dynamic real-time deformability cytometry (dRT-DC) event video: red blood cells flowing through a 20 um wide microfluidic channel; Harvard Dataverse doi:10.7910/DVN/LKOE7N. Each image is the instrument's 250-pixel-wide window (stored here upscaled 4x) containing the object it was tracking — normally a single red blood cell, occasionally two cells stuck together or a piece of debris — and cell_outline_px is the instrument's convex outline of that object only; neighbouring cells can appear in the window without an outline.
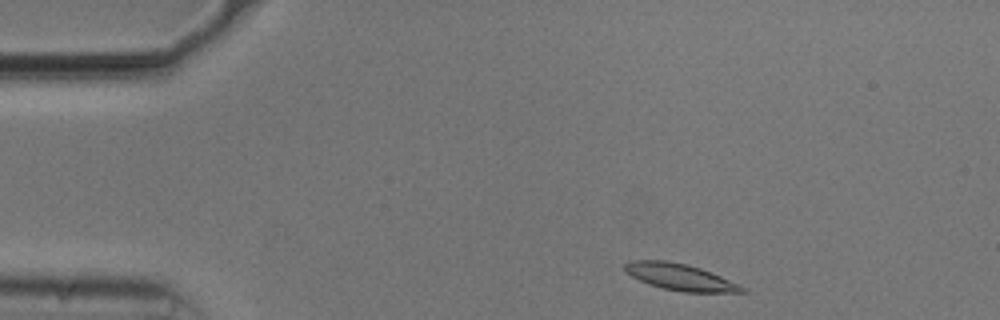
{"species": "common noctule bat (a hibernating species)", "species_latin": "Nyctalus noctula", "temperature_condition": "cold", "stored_images_in_passage": 12, "camera_frame_rate_fps": 3000, "um_per_image_px": 0.085, "animal": {"sex": "male", "body_mass_g": 20.5, "forearm_length_mm": 52.5}, "frame": {"image": 1, "passage_image": 2, "time_ms": 0.333, "image_size_px": [1000, 320], "cell_outline_px": [[748, 292], [684, 292], [664, 288], [648, 284], [624, 272], [624, 264], [628, 260], [664, 260], [684, 264], [700, 268], [740, 284], [748, 288]], "centroid_in_image_um": [57.81, 23.55], "position_along_channel_um": 27.2, "area_um2": 18.09}}
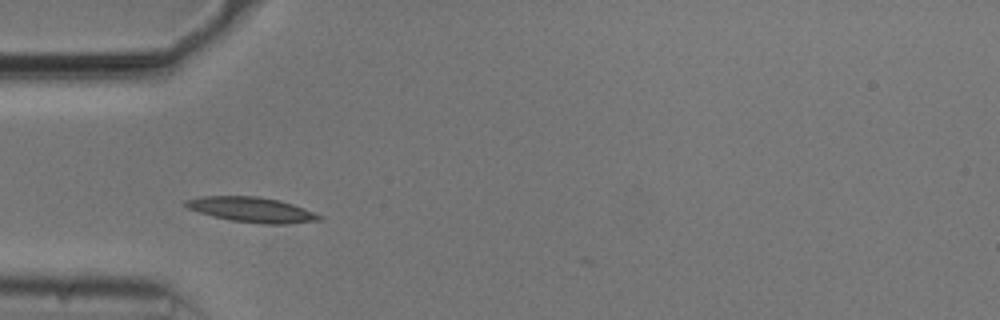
{"frame": {"image": 2, "passage_image": 10, "time_ms": 3.0, "image_size_px": [1000, 320], "cell_outline_px": [[324, 220], [284, 224], [268, 224], [232, 220], [212, 216], [188, 208], [180, 204], [184, 200], [204, 196], [260, 196], [280, 200], [304, 208], [324, 216]], "centroid_in_image_um": [21.42, 17.81], "position_along_channel_um": 63.6, "area_um2": 19.59}}